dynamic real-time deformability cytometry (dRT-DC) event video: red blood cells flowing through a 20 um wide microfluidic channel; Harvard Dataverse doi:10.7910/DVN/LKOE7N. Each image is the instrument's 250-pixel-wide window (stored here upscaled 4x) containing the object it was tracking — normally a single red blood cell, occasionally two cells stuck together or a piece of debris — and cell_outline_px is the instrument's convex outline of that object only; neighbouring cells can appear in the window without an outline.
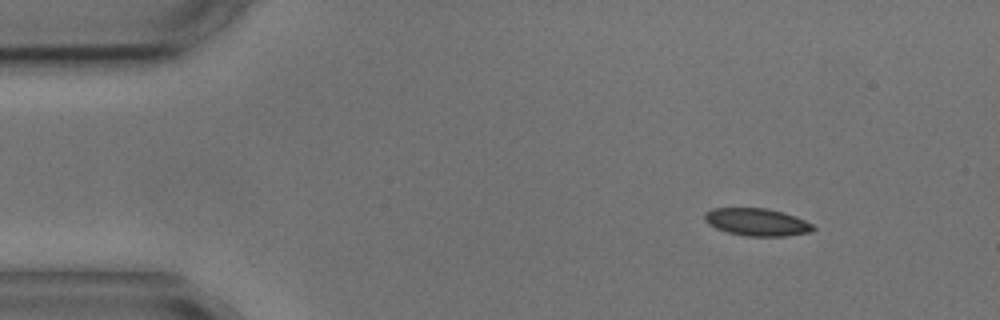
{"species": "common noctule bat (a hibernating species)", "species_latin": "Nyctalus noctula", "temperature_condition": "cold", "stored_images_in_passage": 3, "camera_frame_rate_fps": 3000, "um_per_image_px": 0.085, "animal": {"sex": "male", "body_mass_g": 17.9, "forearm_length_mm": 54.2}, "frame": {"image": 1, "passage_image": 1, "time_ms": 0.0, "image_size_px": [1000, 320], "cell_outline_px": [[816, 228], [812, 232], [784, 236], [748, 236], [728, 232], [716, 228], [708, 224], [704, 220], [704, 212], [712, 208], [764, 208], [784, 212], [796, 216], [812, 224]], "centroid_in_image_um": [64.33, 18.87], "position_along_channel_um": 20.7, "area_um2": 17.46}}